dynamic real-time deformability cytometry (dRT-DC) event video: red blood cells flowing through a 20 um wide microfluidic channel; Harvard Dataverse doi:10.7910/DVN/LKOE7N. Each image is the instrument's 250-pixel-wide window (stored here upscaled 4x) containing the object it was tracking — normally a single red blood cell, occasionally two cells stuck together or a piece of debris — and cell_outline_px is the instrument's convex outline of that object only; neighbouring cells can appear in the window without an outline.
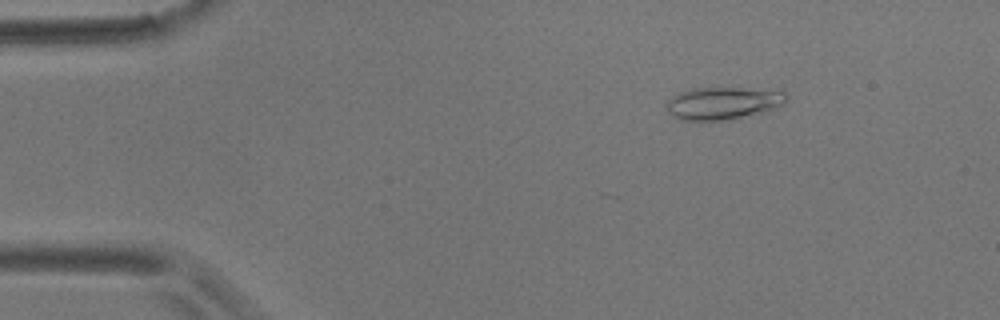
{"species": "common noctule bat (a hibernating species)", "species_latin": "Nyctalus noctula", "temperature_condition": "room temperature", "stored_images_in_passage": 4, "camera_frame_rate_fps": 3000, "um_per_image_px": 0.085, "animal": {"sex": "male", "body_mass_g": 17.9}, "frame": {"image": 1, "passage_image": 2, "time_ms": 1.0, "image_size_px": [1000, 320], "cell_outline_px": [[788, 96], [776, 108], [760, 112], [724, 120], [680, 120], [672, 116], [668, 112], [668, 100], [672, 96], [680, 92], [692, 88], [784, 88]], "centroid_in_image_um": [61.5, 8.73], "position_along_channel_um": 23.5, "area_um2": 22.77}}